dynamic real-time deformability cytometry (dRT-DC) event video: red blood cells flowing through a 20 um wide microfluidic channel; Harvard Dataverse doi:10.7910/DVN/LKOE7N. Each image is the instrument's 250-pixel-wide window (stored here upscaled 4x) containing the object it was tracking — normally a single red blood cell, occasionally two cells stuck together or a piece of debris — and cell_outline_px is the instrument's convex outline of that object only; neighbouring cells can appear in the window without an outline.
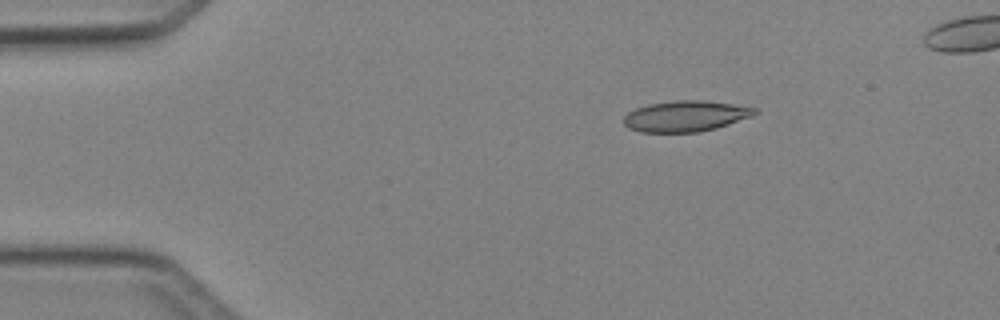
{"species": "Egyptian fruit bat (a non-hibernating species)", "species_latin": "Rousettus aegyptiacus", "temperature_condition": "cold", "stored_images_in_passage": 5, "camera_frame_rate_fps": 3000, "um_per_image_px": 0.085, "animal": {"sex": "female"}, "frame": {"image": 1, "passage_image": 2, "time_ms": 2.0, "image_size_px": [1000, 320], "cell_outline_px": [[760, 112], [752, 116], [716, 128], [700, 132], [640, 132], [628, 128], [624, 124], [624, 116], [628, 112], [636, 108], [648, 104], [676, 100], [704, 100], [732, 104], [756, 108]], "centroid_in_image_um": [58.27, 9.87], "position_along_channel_um": 26.7, "area_um2": 23.58}}
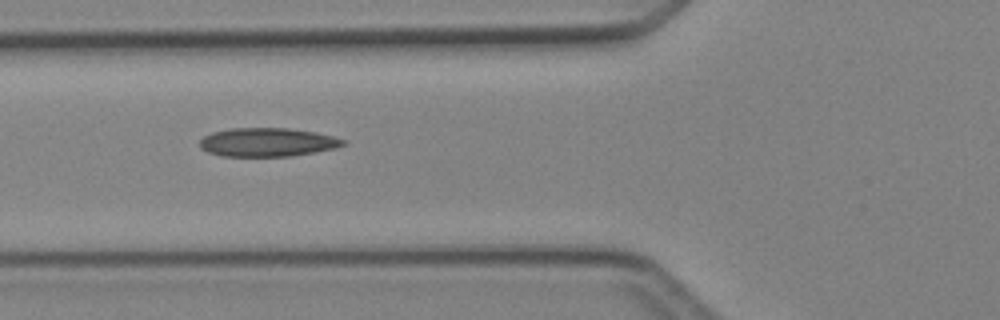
{"frame": {"image": 2, "passage_image": 5, "time_ms": 5.333, "image_size_px": [1000, 320], "cell_outline_px": [[348, 144], [336, 148], [316, 152], [292, 156], [220, 156], [208, 152], [200, 148], [200, 140], [204, 136], [212, 132], [228, 128], [288, 128], [316, 132], [332, 136], [344, 140]], "centroid_in_image_um": [22.73, 12.09], "position_along_channel_um": 103.1, "area_um2": 24.1}}